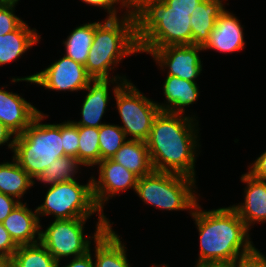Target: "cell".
<instances>
[{"label": "cell", "instance_id": "8fae6325", "mask_svg": "<svg viewBox=\"0 0 266 267\" xmlns=\"http://www.w3.org/2000/svg\"><path fill=\"white\" fill-rule=\"evenodd\" d=\"M204 51L199 45H169L159 49H139V53H146L153 57L160 70L167 71V75L176 76L191 82L203 71L200 52Z\"/></svg>", "mask_w": 266, "mask_h": 267}, {"label": "cell", "instance_id": "8d00e7d4", "mask_svg": "<svg viewBox=\"0 0 266 267\" xmlns=\"http://www.w3.org/2000/svg\"><path fill=\"white\" fill-rule=\"evenodd\" d=\"M171 10L194 11L202 0H164Z\"/></svg>", "mask_w": 266, "mask_h": 267}, {"label": "cell", "instance_id": "277c9868", "mask_svg": "<svg viewBox=\"0 0 266 267\" xmlns=\"http://www.w3.org/2000/svg\"><path fill=\"white\" fill-rule=\"evenodd\" d=\"M192 12L171 10L164 0L144 1L133 11L138 49L192 45Z\"/></svg>", "mask_w": 266, "mask_h": 267}, {"label": "cell", "instance_id": "1f68e13d", "mask_svg": "<svg viewBox=\"0 0 266 267\" xmlns=\"http://www.w3.org/2000/svg\"><path fill=\"white\" fill-rule=\"evenodd\" d=\"M18 245L11 238L9 232L4 228L3 223H0V256L11 257L14 255Z\"/></svg>", "mask_w": 266, "mask_h": 267}, {"label": "cell", "instance_id": "2e32d148", "mask_svg": "<svg viewBox=\"0 0 266 267\" xmlns=\"http://www.w3.org/2000/svg\"><path fill=\"white\" fill-rule=\"evenodd\" d=\"M0 88V121L15 135L22 134L41 112L23 95Z\"/></svg>", "mask_w": 266, "mask_h": 267}, {"label": "cell", "instance_id": "6da1fadb", "mask_svg": "<svg viewBox=\"0 0 266 267\" xmlns=\"http://www.w3.org/2000/svg\"><path fill=\"white\" fill-rule=\"evenodd\" d=\"M195 117L160 111L154 118L146 144L155 171L178 173L196 180L195 163L201 143Z\"/></svg>", "mask_w": 266, "mask_h": 267}, {"label": "cell", "instance_id": "9a60e30c", "mask_svg": "<svg viewBox=\"0 0 266 267\" xmlns=\"http://www.w3.org/2000/svg\"><path fill=\"white\" fill-rule=\"evenodd\" d=\"M246 184L244 189V202L233 204L246 227L251 231L252 226L266 222V180L258 179L248 172L240 177Z\"/></svg>", "mask_w": 266, "mask_h": 267}, {"label": "cell", "instance_id": "cb8c5ba5", "mask_svg": "<svg viewBox=\"0 0 266 267\" xmlns=\"http://www.w3.org/2000/svg\"><path fill=\"white\" fill-rule=\"evenodd\" d=\"M95 35V22L75 27L62 44L65 54L76 62L85 65Z\"/></svg>", "mask_w": 266, "mask_h": 267}, {"label": "cell", "instance_id": "8992f818", "mask_svg": "<svg viewBox=\"0 0 266 267\" xmlns=\"http://www.w3.org/2000/svg\"><path fill=\"white\" fill-rule=\"evenodd\" d=\"M196 181L186 175L153 170L138 178L135 193L158 210H186L191 215L200 199Z\"/></svg>", "mask_w": 266, "mask_h": 267}, {"label": "cell", "instance_id": "f546056e", "mask_svg": "<svg viewBox=\"0 0 266 267\" xmlns=\"http://www.w3.org/2000/svg\"><path fill=\"white\" fill-rule=\"evenodd\" d=\"M61 138L63 139L64 155L78 160L79 136L78 126L71 120L61 123Z\"/></svg>", "mask_w": 266, "mask_h": 267}, {"label": "cell", "instance_id": "ba28073f", "mask_svg": "<svg viewBox=\"0 0 266 267\" xmlns=\"http://www.w3.org/2000/svg\"><path fill=\"white\" fill-rule=\"evenodd\" d=\"M89 179L86 184L73 180L49 186L43 203L36 207L39 221L42 219L40 216L49 215L54 220L90 218L95 214L98 218H107L95 204L92 178Z\"/></svg>", "mask_w": 266, "mask_h": 267}, {"label": "cell", "instance_id": "d6986e66", "mask_svg": "<svg viewBox=\"0 0 266 267\" xmlns=\"http://www.w3.org/2000/svg\"><path fill=\"white\" fill-rule=\"evenodd\" d=\"M112 224L114 225L113 222L110 223V226L94 241L95 246L90 247V250L94 251L92 254L95 267H131L127 258V247L124 242L122 243V237L113 230Z\"/></svg>", "mask_w": 266, "mask_h": 267}, {"label": "cell", "instance_id": "83f0119b", "mask_svg": "<svg viewBox=\"0 0 266 267\" xmlns=\"http://www.w3.org/2000/svg\"><path fill=\"white\" fill-rule=\"evenodd\" d=\"M127 140L119 124H103L99 128L100 161L111 159Z\"/></svg>", "mask_w": 266, "mask_h": 267}, {"label": "cell", "instance_id": "44dd1931", "mask_svg": "<svg viewBox=\"0 0 266 267\" xmlns=\"http://www.w3.org/2000/svg\"><path fill=\"white\" fill-rule=\"evenodd\" d=\"M228 1V0H226ZM224 0H202L191 13L192 45L204 46L216 19L225 10Z\"/></svg>", "mask_w": 266, "mask_h": 267}, {"label": "cell", "instance_id": "7a4b0ae2", "mask_svg": "<svg viewBox=\"0 0 266 267\" xmlns=\"http://www.w3.org/2000/svg\"><path fill=\"white\" fill-rule=\"evenodd\" d=\"M191 216L199 235L196 264L232 265L258 250L251 241L250 230L231 205L203 210L198 203Z\"/></svg>", "mask_w": 266, "mask_h": 267}, {"label": "cell", "instance_id": "7402d4cb", "mask_svg": "<svg viewBox=\"0 0 266 267\" xmlns=\"http://www.w3.org/2000/svg\"><path fill=\"white\" fill-rule=\"evenodd\" d=\"M111 160L119 163L138 178L154 170L146 141L142 140L128 139Z\"/></svg>", "mask_w": 266, "mask_h": 267}, {"label": "cell", "instance_id": "ac0fdd59", "mask_svg": "<svg viewBox=\"0 0 266 267\" xmlns=\"http://www.w3.org/2000/svg\"><path fill=\"white\" fill-rule=\"evenodd\" d=\"M163 86L165 103H157L160 111L185 114L186 107L193 105L200 96L197 82H191L176 76L167 75Z\"/></svg>", "mask_w": 266, "mask_h": 267}, {"label": "cell", "instance_id": "3957f363", "mask_svg": "<svg viewBox=\"0 0 266 267\" xmlns=\"http://www.w3.org/2000/svg\"><path fill=\"white\" fill-rule=\"evenodd\" d=\"M137 53L133 12L119 18H105L102 22L95 21V35L84 66L92 79L129 80L123 74L110 76V71L116 70L125 57Z\"/></svg>", "mask_w": 266, "mask_h": 267}, {"label": "cell", "instance_id": "4fadbf2b", "mask_svg": "<svg viewBox=\"0 0 266 267\" xmlns=\"http://www.w3.org/2000/svg\"><path fill=\"white\" fill-rule=\"evenodd\" d=\"M129 80L110 79H92L88 86L83 90L86 93L81 106V118L79 121L71 120L76 126H86L91 128H100L106 122H102L104 114L107 112L109 99L111 98L109 86L122 85ZM115 83V84H114ZM110 96V97H109Z\"/></svg>", "mask_w": 266, "mask_h": 267}, {"label": "cell", "instance_id": "ab89813d", "mask_svg": "<svg viewBox=\"0 0 266 267\" xmlns=\"http://www.w3.org/2000/svg\"><path fill=\"white\" fill-rule=\"evenodd\" d=\"M0 267H12V258L8 256H0Z\"/></svg>", "mask_w": 266, "mask_h": 267}, {"label": "cell", "instance_id": "e0dca14e", "mask_svg": "<svg viewBox=\"0 0 266 267\" xmlns=\"http://www.w3.org/2000/svg\"><path fill=\"white\" fill-rule=\"evenodd\" d=\"M2 223L18 246L40 242L41 223L36 208L33 211L26 202H20Z\"/></svg>", "mask_w": 266, "mask_h": 267}, {"label": "cell", "instance_id": "52a82bcc", "mask_svg": "<svg viewBox=\"0 0 266 267\" xmlns=\"http://www.w3.org/2000/svg\"><path fill=\"white\" fill-rule=\"evenodd\" d=\"M90 218L54 220L44 230L40 224V243L59 263L64 258H75L90 251L100 235L110 226L109 218H98L95 232L85 235V224ZM94 240V241H93ZM93 241V242H92Z\"/></svg>", "mask_w": 266, "mask_h": 267}, {"label": "cell", "instance_id": "f35d334b", "mask_svg": "<svg viewBox=\"0 0 266 267\" xmlns=\"http://www.w3.org/2000/svg\"><path fill=\"white\" fill-rule=\"evenodd\" d=\"M123 5L130 11H135L146 0H121Z\"/></svg>", "mask_w": 266, "mask_h": 267}, {"label": "cell", "instance_id": "b9f144b4", "mask_svg": "<svg viewBox=\"0 0 266 267\" xmlns=\"http://www.w3.org/2000/svg\"><path fill=\"white\" fill-rule=\"evenodd\" d=\"M161 265V266H160ZM150 267H170V266H168L167 264H159V265H157V264H153V265H151Z\"/></svg>", "mask_w": 266, "mask_h": 267}, {"label": "cell", "instance_id": "603a6c76", "mask_svg": "<svg viewBox=\"0 0 266 267\" xmlns=\"http://www.w3.org/2000/svg\"><path fill=\"white\" fill-rule=\"evenodd\" d=\"M36 182L19 166L12 157V162L0 163V192L21 199Z\"/></svg>", "mask_w": 266, "mask_h": 267}, {"label": "cell", "instance_id": "d590c367", "mask_svg": "<svg viewBox=\"0 0 266 267\" xmlns=\"http://www.w3.org/2000/svg\"><path fill=\"white\" fill-rule=\"evenodd\" d=\"M93 254L90 250L85 255L75 257L70 259L69 263L67 265L62 267H95L94 261H93ZM61 266V263H58V267Z\"/></svg>", "mask_w": 266, "mask_h": 267}, {"label": "cell", "instance_id": "5bb4252c", "mask_svg": "<svg viewBox=\"0 0 266 267\" xmlns=\"http://www.w3.org/2000/svg\"><path fill=\"white\" fill-rule=\"evenodd\" d=\"M238 17L226 8L216 19V24L210 32L209 40L203 50H214L219 53L240 52L245 47L243 27Z\"/></svg>", "mask_w": 266, "mask_h": 267}, {"label": "cell", "instance_id": "7c38bea8", "mask_svg": "<svg viewBox=\"0 0 266 267\" xmlns=\"http://www.w3.org/2000/svg\"><path fill=\"white\" fill-rule=\"evenodd\" d=\"M97 166L98 179L91 176L93 198L98 209L105 215L104 206L109 200L128 189L135 192L138 177L111 159L101 160Z\"/></svg>", "mask_w": 266, "mask_h": 267}, {"label": "cell", "instance_id": "4dcf8cb0", "mask_svg": "<svg viewBox=\"0 0 266 267\" xmlns=\"http://www.w3.org/2000/svg\"><path fill=\"white\" fill-rule=\"evenodd\" d=\"M86 5L89 4V6L99 7L100 9H104L107 12L106 18H119L122 16H127L131 12L123 5L121 0H81ZM119 4V6H118ZM118 6V7H117ZM120 12L124 11V14L120 15L118 14L119 10ZM120 15V16H119Z\"/></svg>", "mask_w": 266, "mask_h": 267}, {"label": "cell", "instance_id": "836d02e7", "mask_svg": "<svg viewBox=\"0 0 266 267\" xmlns=\"http://www.w3.org/2000/svg\"><path fill=\"white\" fill-rule=\"evenodd\" d=\"M232 267H266V255L257 250L253 255L232 264Z\"/></svg>", "mask_w": 266, "mask_h": 267}, {"label": "cell", "instance_id": "d4e9b609", "mask_svg": "<svg viewBox=\"0 0 266 267\" xmlns=\"http://www.w3.org/2000/svg\"><path fill=\"white\" fill-rule=\"evenodd\" d=\"M12 267H58V262L37 242L18 246L12 256Z\"/></svg>", "mask_w": 266, "mask_h": 267}, {"label": "cell", "instance_id": "9c48e42d", "mask_svg": "<svg viewBox=\"0 0 266 267\" xmlns=\"http://www.w3.org/2000/svg\"><path fill=\"white\" fill-rule=\"evenodd\" d=\"M112 86L111 95L116 101V109L122 123L119 126L124 131L126 138L146 141L153 120L160 112L156 101L141 93L131 80L122 85Z\"/></svg>", "mask_w": 266, "mask_h": 267}, {"label": "cell", "instance_id": "4316f807", "mask_svg": "<svg viewBox=\"0 0 266 267\" xmlns=\"http://www.w3.org/2000/svg\"><path fill=\"white\" fill-rule=\"evenodd\" d=\"M78 161L84 167H95L100 162L99 128L78 126Z\"/></svg>", "mask_w": 266, "mask_h": 267}, {"label": "cell", "instance_id": "5b68a950", "mask_svg": "<svg viewBox=\"0 0 266 267\" xmlns=\"http://www.w3.org/2000/svg\"><path fill=\"white\" fill-rule=\"evenodd\" d=\"M49 115L40 112L19 135L15 136L13 158L35 181L46 167L64 157L61 123H42Z\"/></svg>", "mask_w": 266, "mask_h": 267}, {"label": "cell", "instance_id": "e575fe53", "mask_svg": "<svg viewBox=\"0 0 266 267\" xmlns=\"http://www.w3.org/2000/svg\"><path fill=\"white\" fill-rule=\"evenodd\" d=\"M20 203L16 198L0 192V223L14 210Z\"/></svg>", "mask_w": 266, "mask_h": 267}, {"label": "cell", "instance_id": "60d3db41", "mask_svg": "<svg viewBox=\"0 0 266 267\" xmlns=\"http://www.w3.org/2000/svg\"><path fill=\"white\" fill-rule=\"evenodd\" d=\"M194 267H232V265L209 263V264H195Z\"/></svg>", "mask_w": 266, "mask_h": 267}, {"label": "cell", "instance_id": "74e56055", "mask_svg": "<svg viewBox=\"0 0 266 267\" xmlns=\"http://www.w3.org/2000/svg\"><path fill=\"white\" fill-rule=\"evenodd\" d=\"M15 134L12 133L1 121H0V147L1 146H8V149H10L13 152L14 148V141H15ZM13 137V138H12ZM12 139V140H11Z\"/></svg>", "mask_w": 266, "mask_h": 267}, {"label": "cell", "instance_id": "30bf717a", "mask_svg": "<svg viewBox=\"0 0 266 267\" xmlns=\"http://www.w3.org/2000/svg\"><path fill=\"white\" fill-rule=\"evenodd\" d=\"M91 80L83 64L64 55L44 70L22 78L12 77L11 82L25 81L57 92H78L84 90Z\"/></svg>", "mask_w": 266, "mask_h": 267}, {"label": "cell", "instance_id": "ffe728a7", "mask_svg": "<svg viewBox=\"0 0 266 267\" xmlns=\"http://www.w3.org/2000/svg\"><path fill=\"white\" fill-rule=\"evenodd\" d=\"M36 28L24 21L16 30L0 36V66L17 61L41 39Z\"/></svg>", "mask_w": 266, "mask_h": 267}, {"label": "cell", "instance_id": "d6a6232c", "mask_svg": "<svg viewBox=\"0 0 266 267\" xmlns=\"http://www.w3.org/2000/svg\"><path fill=\"white\" fill-rule=\"evenodd\" d=\"M247 170L253 177L266 180V150L250 163Z\"/></svg>", "mask_w": 266, "mask_h": 267}, {"label": "cell", "instance_id": "484cf974", "mask_svg": "<svg viewBox=\"0 0 266 267\" xmlns=\"http://www.w3.org/2000/svg\"><path fill=\"white\" fill-rule=\"evenodd\" d=\"M82 164L73 157L64 156L58 158L51 165L45 168L42 174L36 181L43 183V185H55L59 182H68L77 180L75 178L81 169Z\"/></svg>", "mask_w": 266, "mask_h": 267}, {"label": "cell", "instance_id": "f1b7e54d", "mask_svg": "<svg viewBox=\"0 0 266 267\" xmlns=\"http://www.w3.org/2000/svg\"><path fill=\"white\" fill-rule=\"evenodd\" d=\"M18 1L0 0V36L16 30L24 20L14 12Z\"/></svg>", "mask_w": 266, "mask_h": 267}]
</instances>
